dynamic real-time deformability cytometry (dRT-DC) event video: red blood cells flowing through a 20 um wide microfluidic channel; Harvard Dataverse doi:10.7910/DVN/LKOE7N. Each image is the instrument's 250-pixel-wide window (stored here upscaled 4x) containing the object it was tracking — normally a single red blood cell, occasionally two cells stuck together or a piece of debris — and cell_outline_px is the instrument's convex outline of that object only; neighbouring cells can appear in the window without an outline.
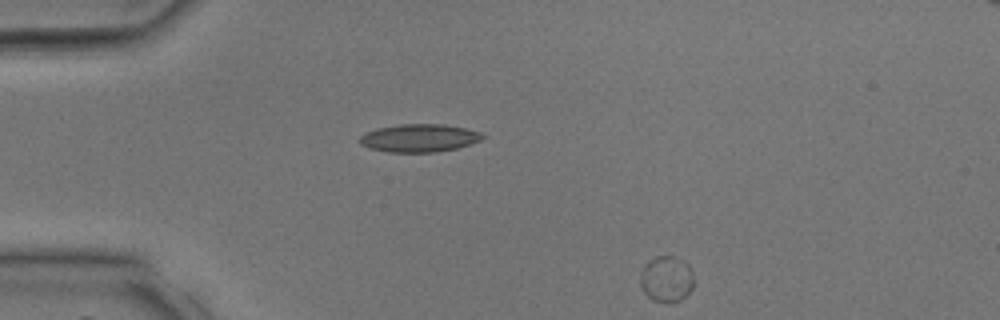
{"species": "common noctule bat (a hibernating species)", "species_latin": "Nyctalus noctula", "temperature_condition": "room temperature", "stored_images_in_passage": 2, "segment_of_instrument_passage": [2, 2], "camera_frame_rate_fps": 3000, "um_per_image_px": 0.085, "animal": {"sex": "male", "body_mass_g": 17.9, "forearm_length_mm": 54.2}, "frame": {"image": 1, "passage_image": 2, "time_ms": 0.333, "image_size_px": [1000, 320], "cell_outline_px": [[692, 288], [680, 300], [652, 300], [640, 288], [640, 276], [644, 264], [648, 260], [656, 256], [676, 256], [684, 260], [692, 268]], "centroid_in_image_um": [56.63, 23.65], "position_along_channel_um": 28.4, "area_um2": 14.22}}